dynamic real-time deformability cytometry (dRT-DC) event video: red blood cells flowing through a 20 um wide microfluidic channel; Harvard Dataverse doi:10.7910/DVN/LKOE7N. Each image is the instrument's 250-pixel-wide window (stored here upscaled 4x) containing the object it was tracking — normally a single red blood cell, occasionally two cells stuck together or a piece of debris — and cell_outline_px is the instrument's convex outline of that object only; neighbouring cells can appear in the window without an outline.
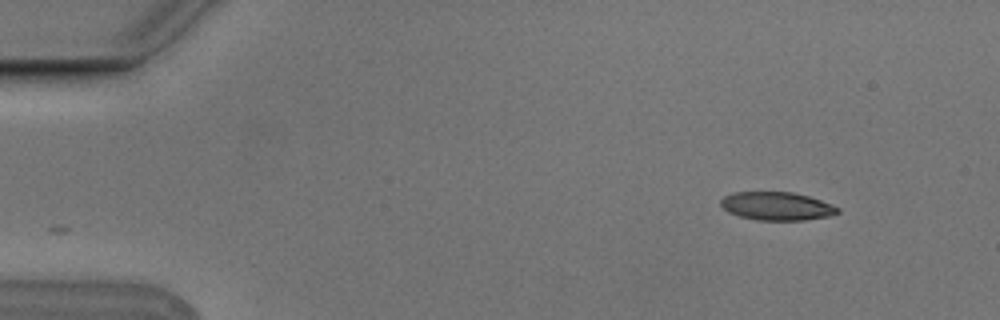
{"species": "Egyptian fruit bat (a non-hibernating species)", "species_latin": "Rousettus aegyptiacus", "temperature_condition": "cold", "stored_images_in_passage": 2, "camera_frame_rate_fps": 3000, "um_per_image_px": 0.085, "animal": {"sex": "male"}, "frame": {"image": 1, "passage_image": 2, "time_ms": 0.333, "image_size_px": [1000, 320], "cell_outline_px": [[840, 212], [828, 216], [804, 220], [756, 220], [740, 216], [728, 212], [720, 204], [720, 200], [724, 196], [732, 192], [792, 192], [808, 196], [832, 204], [840, 208]], "centroid_in_image_um": [66.02, 17.52], "position_along_channel_um": 19.0, "area_um2": 19.25}}